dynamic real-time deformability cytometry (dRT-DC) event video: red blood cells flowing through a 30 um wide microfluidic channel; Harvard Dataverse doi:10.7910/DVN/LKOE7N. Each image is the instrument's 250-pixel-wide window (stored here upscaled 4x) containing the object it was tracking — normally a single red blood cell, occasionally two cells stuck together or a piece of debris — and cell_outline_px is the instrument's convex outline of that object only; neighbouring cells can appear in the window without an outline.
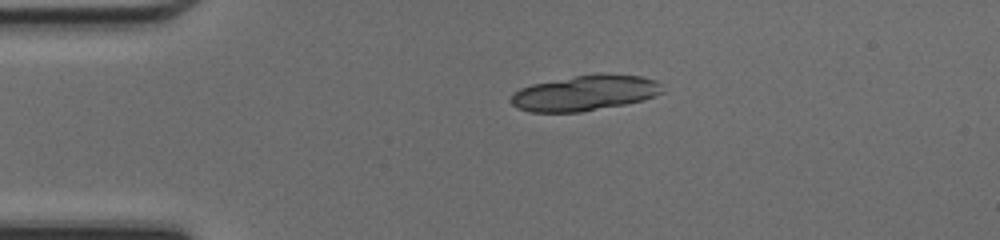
{"species": "common noctule bat (a hibernating species)", "species_latin": "Nyctalus noctula", "temperature_condition": "cold", "stored_images_in_passage": 38, "segment_of_instrument_passage": [1, 2], "camera_frame_rate_fps": 3000, "um_per_image_px": 0.085, "animal": {"sex": "female", "body_mass_g": 17.0, "forearm_length_mm": 48.0}, "frame": {"image": 1, "passage_image": 1, "time_ms": 0.0, "image_size_px": [1000, 240], "cell_outline_px": [[664, 92], [644, 100], [624, 104], [580, 112], [532, 112], [516, 108], [508, 100], [512, 92], [520, 88], [532, 84], [576, 76], [600, 72], [608, 72], [640, 76], [656, 80], [660, 84]], "centroid_in_image_um": [49.71, 7.89], "position_along_channel_um": 35.3, "area_um2": 31.62}}